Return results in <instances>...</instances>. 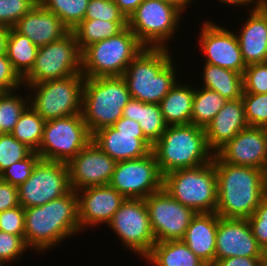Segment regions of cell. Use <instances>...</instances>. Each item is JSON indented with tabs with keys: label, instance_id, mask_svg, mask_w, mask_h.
I'll return each instance as SVG.
<instances>
[{
	"label": "cell",
	"instance_id": "obj_1",
	"mask_svg": "<svg viewBox=\"0 0 267 266\" xmlns=\"http://www.w3.org/2000/svg\"><path fill=\"white\" fill-rule=\"evenodd\" d=\"M217 174V209L222 218L248 219L267 195V173L213 156Z\"/></svg>",
	"mask_w": 267,
	"mask_h": 266
},
{
	"label": "cell",
	"instance_id": "obj_2",
	"mask_svg": "<svg viewBox=\"0 0 267 266\" xmlns=\"http://www.w3.org/2000/svg\"><path fill=\"white\" fill-rule=\"evenodd\" d=\"M24 224L27 247L39 253L81 233L77 192L72 189L44 205L25 208Z\"/></svg>",
	"mask_w": 267,
	"mask_h": 266
},
{
	"label": "cell",
	"instance_id": "obj_3",
	"mask_svg": "<svg viewBox=\"0 0 267 266\" xmlns=\"http://www.w3.org/2000/svg\"><path fill=\"white\" fill-rule=\"evenodd\" d=\"M171 54L169 48L145 47L131 61L122 77L132 99L144 103L161 102L178 81Z\"/></svg>",
	"mask_w": 267,
	"mask_h": 266
},
{
	"label": "cell",
	"instance_id": "obj_4",
	"mask_svg": "<svg viewBox=\"0 0 267 266\" xmlns=\"http://www.w3.org/2000/svg\"><path fill=\"white\" fill-rule=\"evenodd\" d=\"M152 152L163 176L175 170L207 164L214 156L207 144L205 128L192 123L167 126L153 145Z\"/></svg>",
	"mask_w": 267,
	"mask_h": 266
},
{
	"label": "cell",
	"instance_id": "obj_5",
	"mask_svg": "<svg viewBox=\"0 0 267 266\" xmlns=\"http://www.w3.org/2000/svg\"><path fill=\"white\" fill-rule=\"evenodd\" d=\"M130 99L122 76L85 78L81 114L91 135L113 126Z\"/></svg>",
	"mask_w": 267,
	"mask_h": 266
},
{
	"label": "cell",
	"instance_id": "obj_6",
	"mask_svg": "<svg viewBox=\"0 0 267 266\" xmlns=\"http://www.w3.org/2000/svg\"><path fill=\"white\" fill-rule=\"evenodd\" d=\"M144 48L127 26L118 35L91 44L81 51V74L85 78L122 76Z\"/></svg>",
	"mask_w": 267,
	"mask_h": 266
},
{
	"label": "cell",
	"instance_id": "obj_7",
	"mask_svg": "<svg viewBox=\"0 0 267 266\" xmlns=\"http://www.w3.org/2000/svg\"><path fill=\"white\" fill-rule=\"evenodd\" d=\"M163 188L196 213L215 212L217 209V174L213 160L197 167L167 173L164 175Z\"/></svg>",
	"mask_w": 267,
	"mask_h": 266
},
{
	"label": "cell",
	"instance_id": "obj_8",
	"mask_svg": "<svg viewBox=\"0 0 267 266\" xmlns=\"http://www.w3.org/2000/svg\"><path fill=\"white\" fill-rule=\"evenodd\" d=\"M84 81L82 74H75L38 84H24V87L31 90L29 105L45 121H50L81 114Z\"/></svg>",
	"mask_w": 267,
	"mask_h": 266
},
{
	"label": "cell",
	"instance_id": "obj_9",
	"mask_svg": "<svg viewBox=\"0 0 267 266\" xmlns=\"http://www.w3.org/2000/svg\"><path fill=\"white\" fill-rule=\"evenodd\" d=\"M183 12L160 0H143L127 19L128 27L145 47L169 48L180 27ZM182 17V18H181Z\"/></svg>",
	"mask_w": 267,
	"mask_h": 266
},
{
	"label": "cell",
	"instance_id": "obj_10",
	"mask_svg": "<svg viewBox=\"0 0 267 266\" xmlns=\"http://www.w3.org/2000/svg\"><path fill=\"white\" fill-rule=\"evenodd\" d=\"M92 141L82 114L46 121L39 149L42 160L68 163Z\"/></svg>",
	"mask_w": 267,
	"mask_h": 266
},
{
	"label": "cell",
	"instance_id": "obj_11",
	"mask_svg": "<svg viewBox=\"0 0 267 266\" xmlns=\"http://www.w3.org/2000/svg\"><path fill=\"white\" fill-rule=\"evenodd\" d=\"M81 74V50L69 31L64 37L38 47L34 65L23 78V84L66 78Z\"/></svg>",
	"mask_w": 267,
	"mask_h": 266
},
{
	"label": "cell",
	"instance_id": "obj_12",
	"mask_svg": "<svg viewBox=\"0 0 267 266\" xmlns=\"http://www.w3.org/2000/svg\"><path fill=\"white\" fill-rule=\"evenodd\" d=\"M106 226L112 228L127 250L143 260L156 243L144 199H125Z\"/></svg>",
	"mask_w": 267,
	"mask_h": 266
},
{
	"label": "cell",
	"instance_id": "obj_13",
	"mask_svg": "<svg viewBox=\"0 0 267 266\" xmlns=\"http://www.w3.org/2000/svg\"><path fill=\"white\" fill-rule=\"evenodd\" d=\"M71 190L67 163L40 159L31 176L18 187L19 204L24 209L41 206Z\"/></svg>",
	"mask_w": 267,
	"mask_h": 266
},
{
	"label": "cell",
	"instance_id": "obj_14",
	"mask_svg": "<svg viewBox=\"0 0 267 266\" xmlns=\"http://www.w3.org/2000/svg\"><path fill=\"white\" fill-rule=\"evenodd\" d=\"M162 175L153 152L143 158L116 163L109 185L126 199H145L163 189Z\"/></svg>",
	"mask_w": 267,
	"mask_h": 266
},
{
	"label": "cell",
	"instance_id": "obj_15",
	"mask_svg": "<svg viewBox=\"0 0 267 266\" xmlns=\"http://www.w3.org/2000/svg\"><path fill=\"white\" fill-rule=\"evenodd\" d=\"M144 201L156 242L181 240L197 214L175 200L164 188Z\"/></svg>",
	"mask_w": 267,
	"mask_h": 266
},
{
	"label": "cell",
	"instance_id": "obj_16",
	"mask_svg": "<svg viewBox=\"0 0 267 266\" xmlns=\"http://www.w3.org/2000/svg\"><path fill=\"white\" fill-rule=\"evenodd\" d=\"M92 141L116 162L143 158L153 148L139 123L125 117L119 118L113 126L95 132Z\"/></svg>",
	"mask_w": 267,
	"mask_h": 266
},
{
	"label": "cell",
	"instance_id": "obj_17",
	"mask_svg": "<svg viewBox=\"0 0 267 266\" xmlns=\"http://www.w3.org/2000/svg\"><path fill=\"white\" fill-rule=\"evenodd\" d=\"M198 43L205 62L244 74L246 64L241 55L236 33L214 21L207 20L200 26Z\"/></svg>",
	"mask_w": 267,
	"mask_h": 266
},
{
	"label": "cell",
	"instance_id": "obj_18",
	"mask_svg": "<svg viewBox=\"0 0 267 266\" xmlns=\"http://www.w3.org/2000/svg\"><path fill=\"white\" fill-rule=\"evenodd\" d=\"M116 163L91 141L67 163L71 188L79 191L88 187L108 185Z\"/></svg>",
	"mask_w": 267,
	"mask_h": 266
},
{
	"label": "cell",
	"instance_id": "obj_19",
	"mask_svg": "<svg viewBox=\"0 0 267 266\" xmlns=\"http://www.w3.org/2000/svg\"><path fill=\"white\" fill-rule=\"evenodd\" d=\"M222 161L262 169L267 173V131L248 126L215 153Z\"/></svg>",
	"mask_w": 267,
	"mask_h": 266
},
{
	"label": "cell",
	"instance_id": "obj_20",
	"mask_svg": "<svg viewBox=\"0 0 267 266\" xmlns=\"http://www.w3.org/2000/svg\"><path fill=\"white\" fill-rule=\"evenodd\" d=\"M229 257H266L247 219L218 216L215 262Z\"/></svg>",
	"mask_w": 267,
	"mask_h": 266
},
{
	"label": "cell",
	"instance_id": "obj_21",
	"mask_svg": "<svg viewBox=\"0 0 267 266\" xmlns=\"http://www.w3.org/2000/svg\"><path fill=\"white\" fill-rule=\"evenodd\" d=\"M76 192L81 231L90 226L107 225L126 199L109 184L88 187Z\"/></svg>",
	"mask_w": 267,
	"mask_h": 266
},
{
	"label": "cell",
	"instance_id": "obj_22",
	"mask_svg": "<svg viewBox=\"0 0 267 266\" xmlns=\"http://www.w3.org/2000/svg\"><path fill=\"white\" fill-rule=\"evenodd\" d=\"M28 37L37 47L45 46L64 37L70 30L54 13L37 3L13 27Z\"/></svg>",
	"mask_w": 267,
	"mask_h": 266
},
{
	"label": "cell",
	"instance_id": "obj_23",
	"mask_svg": "<svg viewBox=\"0 0 267 266\" xmlns=\"http://www.w3.org/2000/svg\"><path fill=\"white\" fill-rule=\"evenodd\" d=\"M248 126L242 98L227 100L213 120L205 127L209 149L215 154L242 129Z\"/></svg>",
	"mask_w": 267,
	"mask_h": 266
},
{
	"label": "cell",
	"instance_id": "obj_24",
	"mask_svg": "<svg viewBox=\"0 0 267 266\" xmlns=\"http://www.w3.org/2000/svg\"><path fill=\"white\" fill-rule=\"evenodd\" d=\"M238 30L236 35L246 66L267 62V12L262 7L250 11Z\"/></svg>",
	"mask_w": 267,
	"mask_h": 266
},
{
	"label": "cell",
	"instance_id": "obj_25",
	"mask_svg": "<svg viewBox=\"0 0 267 266\" xmlns=\"http://www.w3.org/2000/svg\"><path fill=\"white\" fill-rule=\"evenodd\" d=\"M218 215L197 213L181 239L207 266L215 263Z\"/></svg>",
	"mask_w": 267,
	"mask_h": 266
},
{
	"label": "cell",
	"instance_id": "obj_26",
	"mask_svg": "<svg viewBox=\"0 0 267 266\" xmlns=\"http://www.w3.org/2000/svg\"><path fill=\"white\" fill-rule=\"evenodd\" d=\"M188 84V85H186ZM194 84L177 81L167 95L159 103L163 119L167 126L185 125L191 123Z\"/></svg>",
	"mask_w": 267,
	"mask_h": 266
},
{
	"label": "cell",
	"instance_id": "obj_27",
	"mask_svg": "<svg viewBox=\"0 0 267 266\" xmlns=\"http://www.w3.org/2000/svg\"><path fill=\"white\" fill-rule=\"evenodd\" d=\"M122 117L137 121L144 137L154 145L167 128L159 104L130 99L123 108Z\"/></svg>",
	"mask_w": 267,
	"mask_h": 266
},
{
	"label": "cell",
	"instance_id": "obj_28",
	"mask_svg": "<svg viewBox=\"0 0 267 266\" xmlns=\"http://www.w3.org/2000/svg\"><path fill=\"white\" fill-rule=\"evenodd\" d=\"M145 260L152 266H207L182 240L156 242Z\"/></svg>",
	"mask_w": 267,
	"mask_h": 266
},
{
	"label": "cell",
	"instance_id": "obj_29",
	"mask_svg": "<svg viewBox=\"0 0 267 266\" xmlns=\"http://www.w3.org/2000/svg\"><path fill=\"white\" fill-rule=\"evenodd\" d=\"M202 68V87L218 92L226 100H237L242 97L243 74L208 63Z\"/></svg>",
	"mask_w": 267,
	"mask_h": 266
},
{
	"label": "cell",
	"instance_id": "obj_30",
	"mask_svg": "<svg viewBox=\"0 0 267 266\" xmlns=\"http://www.w3.org/2000/svg\"><path fill=\"white\" fill-rule=\"evenodd\" d=\"M128 26L127 21H103L84 19L73 30L77 44L82 51L85 47L106 38L118 35Z\"/></svg>",
	"mask_w": 267,
	"mask_h": 266
},
{
	"label": "cell",
	"instance_id": "obj_31",
	"mask_svg": "<svg viewBox=\"0 0 267 266\" xmlns=\"http://www.w3.org/2000/svg\"><path fill=\"white\" fill-rule=\"evenodd\" d=\"M37 51L38 47L28 37L10 28L6 55L22 79L31 71Z\"/></svg>",
	"mask_w": 267,
	"mask_h": 266
},
{
	"label": "cell",
	"instance_id": "obj_32",
	"mask_svg": "<svg viewBox=\"0 0 267 266\" xmlns=\"http://www.w3.org/2000/svg\"><path fill=\"white\" fill-rule=\"evenodd\" d=\"M226 102L227 100L214 90L195 87L191 123L205 128Z\"/></svg>",
	"mask_w": 267,
	"mask_h": 266
},
{
	"label": "cell",
	"instance_id": "obj_33",
	"mask_svg": "<svg viewBox=\"0 0 267 266\" xmlns=\"http://www.w3.org/2000/svg\"><path fill=\"white\" fill-rule=\"evenodd\" d=\"M45 122L29 105L20 115L10 134L33 151H37L42 140Z\"/></svg>",
	"mask_w": 267,
	"mask_h": 266
},
{
	"label": "cell",
	"instance_id": "obj_34",
	"mask_svg": "<svg viewBox=\"0 0 267 266\" xmlns=\"http://www.w3.org/2000/svg\"><path fill=\"white\" fill-rule=\"evenodd\" d=\"M90 0H41L39 3L57 15L63 24L72 31L85 18Z\"/></svg>",
	"mask_w": 267,
	"mask_h": 266
},
{
	"label": "cell",
	"instance_id": "obj_35",
	"mask_svg": "<svg viewBox=\"0 0 267 266\" xmlns=\"http://www.w3.org/2000/svg\"><path fill=\"white\" fill-rule=\"evenodd\" d=\"M19 90L0 92V126L2 134L11 133L20 115L29 106V94L18 95Z\"/></svg>",
	"mask_w": 267,
	"mask_h": 266
},
{
	"label": "cell",
	"instance_id": "obj_36",
	"mask_svg": "<svg viewBox=\"0 0 267 266\" xmlns=\"http://www.w3.org/2000/svg\"><path fill=\"white\" fill-rule=\"evenodd\" d=\"M33 152L10 133L0 134V174L13 163L27 158Z\"/></svg>",
	"mask_w": 267,
	"mask_h": 266
},
{
	"label": "cell",
	"instance_id": "obj_37",
	"mask_svg": "<svg viewBox=\"0 0 267 266\" xmlns=\"http://www.w3.org/2000/svg\"><path fill=\"white\" fill-rule=\"evenodd\" d=\"M242 100L245 107V117L249 126H267V93H243Z\"/></svg>",
	"mask_w": 267,
	"mask_h": 266
},
{
	"label": "cell",
	"instance_id": "obj_38",
	"mask_svg": "<svg viewBox=\"0 0 267 266\" xmlns=\"http://www.w3.org/2000/svg\"><path fill=\"white\" fill-rule=\"evenodd\" d=\"M40 159V155L36 151H33L24 160L13 163L5 169L0 174V179L19 187L31 176L34 166Z\"/></svg>",
	"mask_w": 267,
	"mask_h": 266
},
{
	"label": "cell",
	"instance_id": "obj_39",
	"mask_svg": "<svg viewBox=\"0 0 267 266\" xmlns=\"http://www.w3.org/2000/svg\"><path fill=\"white\" fill-rule=\"evenodd\" d=\"M36 4L35 0H0V25L13 28Z\"/></svg>",
	"mask_w": 267,
	"mask_h": 266
},
{
	"label": "cell",
	"instance_id": "obj_40",
	"mask_svg": "<svg viewBox=\"0 0 267 266\" xmlns=\"http://www.w3.org/2000/svg\"><path fill=\"white\" fill-rule=\"evenodd\" d=\"M28 249L21 236L0 231V262L12 266V262L20 260Z\"/></svg>",
	"mask_w": 267,
	"mask_h": 266
},
{
	"label": "cell",
	"instance_id": "obj_41",
	"mask_svg": "<svg viewBox=\"0 0 267 266\" xmlns=\"http://www.w3.org/2000/svg\"><path fill=\"white\" fill-rule=\"evenodd\" d=\"M243 85V93H267V62L247 65L243 74Z\"/></svg>",
	"mask_w": 267,
	"mask_h": 266
},
{
	"label": "cell",
	"instance_id": "obj_42",
	"mask_svg": "<svg viewBox=\"0 0 267 266\" xmlns=\"http://www.w3.org/2000/svg\"><path fill=\"white\" fill-rule=\"evenodd\" d=\"M84 19H101L103 21H127L114 0H90Z\"/></svg>",
	"mask_w": 267,
	"mask_h": 266
},
{
	"label": "cell",
	"instance_id": "obj_43",
	"mask_svg": "<svg viewBox=\"0 0 267 266\" xmlns=\"http://www.w3.org/2000/svg\"><path fill=\"white\" fill-rule=\"evenodd\" d=\"M259 246L267 251V195L247 219Z\"/></svg>",
	"mask_w": 267,
	"mask_h": 266
},
{
	"label": "cell",
	"instance_id": "obj_44",
	"mask_svg": "<svg viewBox=\"0 0 267 266\" xmlns=\"http://www.w3.org/2000/svg\"><path fill=\"white\" fill-rule=\"evenodd\" d=\"M0 231L18 235L24 239V208L21 205L0 212Z\"/></svg>",
	"mask_w": 267,
	"mask_h": 266
},
{
	"label": "cell",
	"instance_id": "obj_45",
	"mask_svg": "<svg viewBox=\"0 0 267 266\" xmlns=\"http://www.w3.org/2000/svg\"><path fill=\"white\" fill-rule=\"evenodd\" d=\"M25 88L23 79L18 75L6 54L0 55V92H11Z\"/></svg>",
	"mask_w": 267,
	"mask_h": 266
},
{
	"label": "cell",
	"instance_id": "obj_46",
	"mask_svg": "<svg viewBox=\"0 0 267 266\" xmlns=\"http://www.w3.org/2000/svg\"><path fill=\"white\" fill-rule=\"evenodd\" d=\"M19 205L18 187L0 179V212Z\"/></svg>",
	"mask_w": 267,
	"mask_h": 266
},
{
	"label": "cell",
	"instance_id": "obj_47",
	"mask_svg": "<svg viewBox=\"0 0 267 266\" xmlns=\"http://www.w3.org/2000/svg\"><path fill=\"white\" fill-rule=\"evenodd\" d=\"M266 257H229L217 260L213 266H260Z\"/></svg>",
	"mask_w": 267,
	"mask_h": 266
},
{
	"label": "cell",
	"instance_id": "obj_48",
	"mask_svg": "<svg viewBox=\"0 0 267 266\" xmlns=\"http://www.w3.org/2000/svg\"><path fill=\"white\" fill-rule=\"evenodd\" d=\"M120 11L128 19L130 15L138 8L143 0H114Z\"/></svg>",
	"mask_w": 267,
	"mask_h": 266
},
{
	"label": "cell",
	"instance_id": "obj_49",
	"mask_svg": "<svg viewBox=\"0 0 267 266\" xmlns=\"http://www.w3.org/2000/svg\"><path fill=\"white\" fill-rule=\"evenodd\" d=\"M220 3L226 4L227 6L230 5H234V6H241L242 8L245 6V8H247V6H249V12L252 10H255L259 7H261V4L263 2V0H216ZM252 8H251V7Z\"/></svg>",
	"mask_w": 267,
	"mask_h": 266
},
{
	"label": "cell",
	"instance_id": "obj_50",
	"mask_svg": "<svg viewBox=\"0 0 267 266\" xmlns=\"http://www.w3.org/2000/svg\"><path fill=\"white\" fill-rule=\"evenodd\" d=\"M10 28L0 25V55L6 54L7 39L9 36Z\"/></svg>",
	"mask_w": 267,
	"mask_h": 266
},
{
	"label": "cell",
	"instance_id": "obj_51",
	"mask_svg": "<svg viewBox=\"0 0 267 266\" xmlns=\"http://www.w3.org/2000/svg\"><path fill=\"white\" fill-rule=\"evenodd\" d=\"M160 1L170 3L174 5L176 8H178L179 10H181L183 13H185L189 4L193 2L194 0H160Z\"/></svg>",
	"mask_w": 267,
	"mask_h": 266
},
{
	"label": "cell",
	"instance_id": "obj_52",
	"mask_svg": "<svg viewBox=\"0 0 267 266\" xmlns=\"http://www.w3.org/2000/svg\"><path fill=\"white\" fill-rule=\"evenodd\" d=\"M261 7L267 12V0H263Z\"/></svg>",
	"mask_w": 267,
	"mask_h": 266
},
{
	"label": "cell",
	"instance_id": "obj_53",
	"mask_svg": "<svg viewBox=\"0 0 267 266\" xmlns=\"http://www.w3.org/2000/svg\"><path fill=\"white\" fill-rule=\"evenodd\" d=\"M260 266H267V259H265L261 264Z\"/></svg>",
	"mask_w": 267,
	"mask_h": 266
},
{
	"label": "cell",
	"instance_id": "obj_54",
	"mask_svg": "<svg viewBox=\"0 0 267 266\" xmlns=\"http://www.w3.org/2000/svg\"><path fill=\"white\" fill-rule=\"evenodd\" d=\"M0 266H8V265L3 262H0Z\"/></svg>",
	"mask_w": 267,
	"mask_h": 266
}]
</instances>
